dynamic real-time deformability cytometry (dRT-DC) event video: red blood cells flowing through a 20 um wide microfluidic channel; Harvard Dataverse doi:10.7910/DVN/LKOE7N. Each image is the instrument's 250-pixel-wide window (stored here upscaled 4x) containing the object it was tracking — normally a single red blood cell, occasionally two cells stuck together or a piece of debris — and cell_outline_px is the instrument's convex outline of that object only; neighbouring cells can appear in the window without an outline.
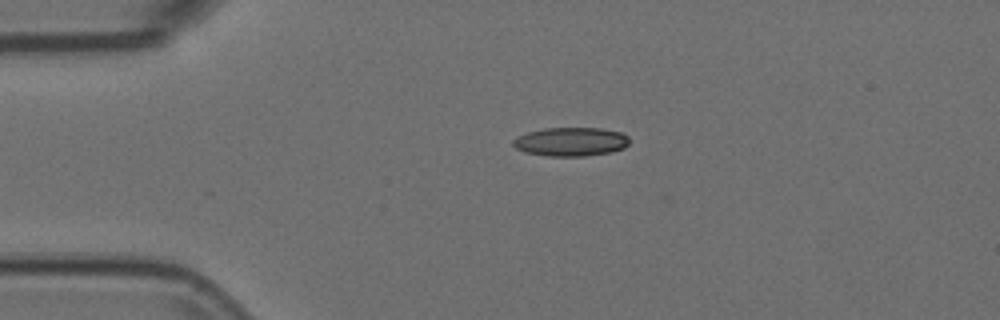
{"species": "Egyptian fruit bat (a non-hibernating species)", "species_latin": "Rousettus aegyptiacus", "temperature_condition": "room temperature", "stored_images_in_passage": 2, "camera_frame_rate_fps": 3000, "um_per_image_px": 0.085, "animal": {"sex": "female"}, "frame": {"image": 1, "passage_image": 1, "time_ms": 0.0, "image_size_px": [1000, 320], "cell_outline_px": [[628, 144], [624, 148], [612, 152], [584, 156], [548, 156], [524, 152], [516, 148], [512, 144], [512, 140], [516, 136], [528, 132], [544, 128], [600, 128], [620, 132], [628, 136]], "centroid_in_image_um": [48.5, 12.05], "position_along_channel_um": 36.5, "area_um2": 19.59}}